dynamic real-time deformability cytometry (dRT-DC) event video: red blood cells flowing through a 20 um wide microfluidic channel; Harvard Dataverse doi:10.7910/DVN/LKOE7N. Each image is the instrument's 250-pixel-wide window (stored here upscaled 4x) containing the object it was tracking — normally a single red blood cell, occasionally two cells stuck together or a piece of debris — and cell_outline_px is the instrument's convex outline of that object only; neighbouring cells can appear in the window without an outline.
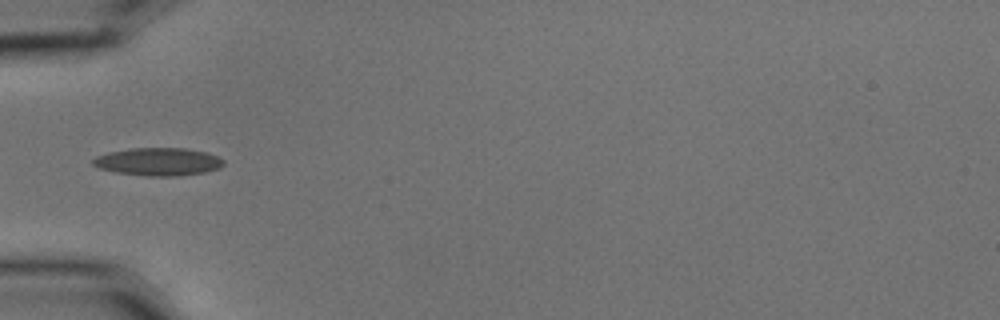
{"species": "common noctule bat (a hibernating species)", "species_latin": "Nyctalus noctula", "temperature_condition": "cold", "stored_images_in_passage": 1, "camera_frame_rate_fps": 3000, "um_per_image_px": 0.085, "animal": {"sex": "male", "body_mass_g": 15.6}, "frame": {"image": 1, "passage_image": 1, "time_ms": 0.0, "image_size_px": [1000, 320], "cell_outline_px": [[224, 164], [220, 168], [204, 172], [176, 176], [148, 176], [116, 172], [100, 168], [92, 164], [92, 160], [96, 156], [108, 152], [132, 148], [184, 148], [204, 152], [216, 156], [224, 160]], "centroid_in_image_um": [13.44, 13.74], "position_along_channel_um": 71.6, "area_um2": 21.04}}